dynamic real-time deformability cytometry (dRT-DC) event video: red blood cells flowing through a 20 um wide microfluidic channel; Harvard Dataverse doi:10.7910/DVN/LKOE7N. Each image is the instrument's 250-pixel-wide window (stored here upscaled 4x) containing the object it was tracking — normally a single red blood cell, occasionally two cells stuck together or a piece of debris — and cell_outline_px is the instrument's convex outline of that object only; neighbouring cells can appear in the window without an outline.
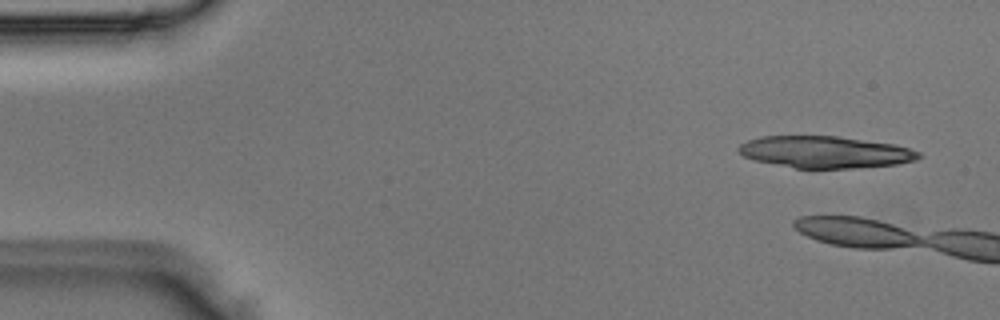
{"species": "Egyptian fruit bat (a non-hibernating species)", "species_latin": "Rousettus aegyptiacus", "temperature_condition": "room temperature", "stored_images_in_passage": 6, "camera_frame_rate_fps": 3000, "um_per_image_px": 0.085, "animal": {"sex": "male"}, "frame": {"image": 1, "passage_image": 1, "time_ms": 0.0, "image_size_px": [1000, 320], "cell_outline_px": [[924, 156], [916, 160], [896, 164], [852, 168], [796, 168], [756, 160], [744, 156], [736, 148], [740, 144], [748, 140], [760, 136], [836, 136], [892, 144], [908, 148], [920, 152]], "centroid_in_image_um": [70.14, 12.92], "position_along_channel_um": 14.9, "area_um2": 33.12}}
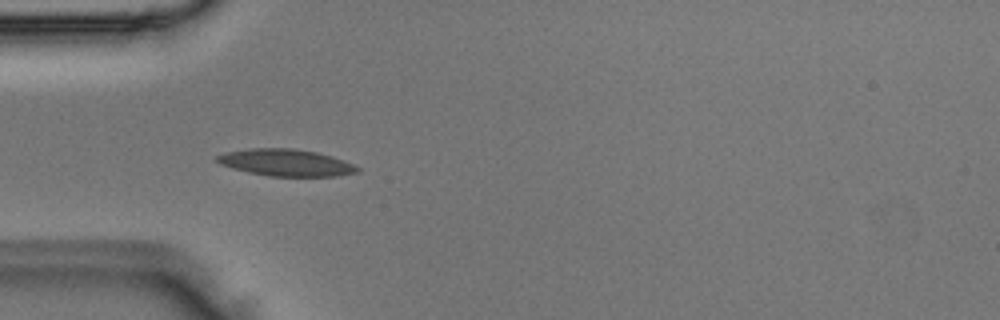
{"frame": {"image": 2, "passage_image": 6, "time_ms": 1.667, "image_size_px": [1000, 320], "cell_outline_px": [[360, 172], [336, 176], [268, 176], [248, 172], [232, 168], [220, 164], [216, 160], [216, 156], [228, 152], [248, 148], [292, 148], [316, 152], [332, 156], [344, 160], [360, 168]], "centroid_in_image_um": [24.32, 13.82], "position_along_channel_um": 60.7, "area_um2": 21.96}}